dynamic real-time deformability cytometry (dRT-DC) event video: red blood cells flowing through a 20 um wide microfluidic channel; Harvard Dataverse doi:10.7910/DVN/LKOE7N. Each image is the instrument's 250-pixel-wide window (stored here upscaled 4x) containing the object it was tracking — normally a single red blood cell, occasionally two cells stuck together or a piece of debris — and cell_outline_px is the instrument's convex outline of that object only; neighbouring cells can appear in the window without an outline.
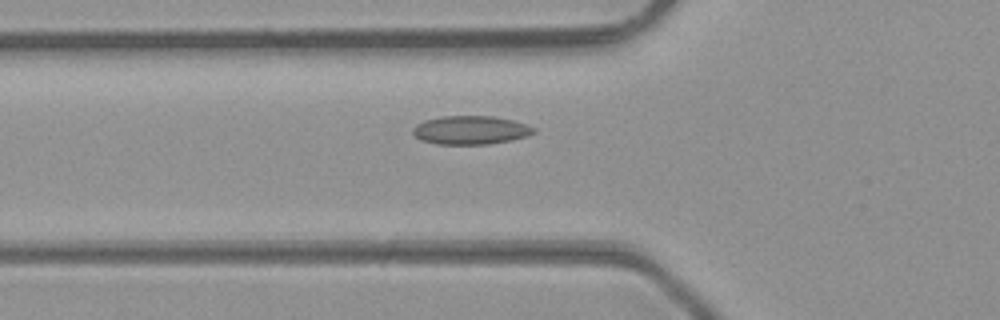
{"species": "common noctule bat (a hibernating species)", "species_latin": "Nyctalus noctula", "temperature_condition": "room temperature", "stored_images_in_passage": 31, "camera_frame_rate_fps": 3000, "um_per_image_px": 0.085, "animal": {"sex": "male", "body_mass_g": 23.1, "forearm_length_mm": 52.7}, "frame": {"image": 1, "passage_image": 2, "time_ms": 0.333, "image_size_px": [1000, 320], "cell_outline_px": [[536, 132], [528, 136], [512, 140], [488, 144], [436, 144], [424, 140], [416, 136], [412, 132], [412, 128], [416, 124], [424, 120], [440, 116], [492, 116], [512, 120], [536, 128]], "centroid_in_image_um": [40.01, 11.05], "position_along_channel_um": 85.8, "area_um2": 20.11}}
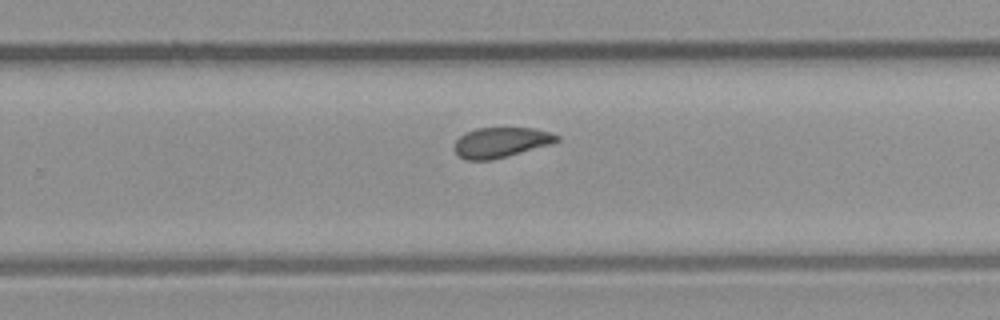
{"frame": {"image": 2, "passage_image": 16, "time_ms": 5.0, "image_size_px": [1000, 320], "cell_outline_px": [[560, 140], [548, 144], [492, 160], [464, 160], [452, 148], [456, 140], [460, 136], [476, 128], [532, 128], [548, 132], [560, 136]], "centroid_in_image_um": [42.52, 12.1], "position_along_channel_um": 287.3, "area_um2": 17.69}}
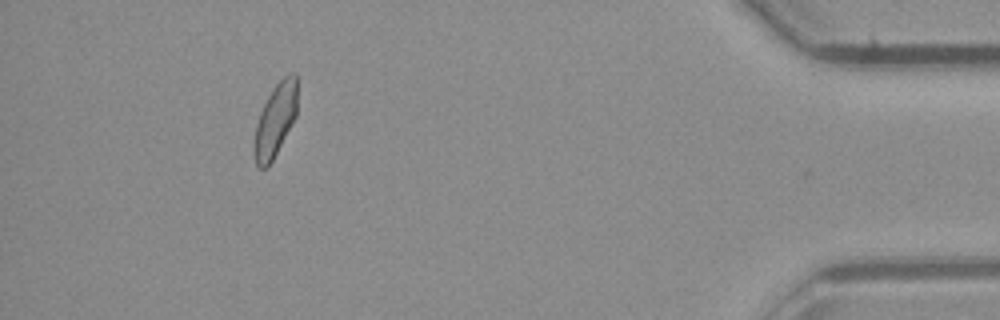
{"frame": {"image": 3, "passage_image": 29, "time_ms": 9.333, "image_size_px": [1000, 320], "cell_outline_px": [[296, 116], [272, 160], [264, 168], [260, 168], [256, 164], [252, 152], [252, 144], [256, 124], [260, 112], [272, 88], [288, 72], [296, 72]], "centroid_in_image_um": [23.37, 10.2], "position_along_channel_um": 411.8, "area_um2": 18.26}, "authors_computed_cell_mechanics": {"area_um2": 18.4382, "velocity_mm_per_s": 4.3044, "shape_relaxation_time_tau1_ms": null, "shape_relaxation_time_tau2_ms": 9.8549, "deformation_change_tau1": null, "deformation_change_tau2": 0.1291}}